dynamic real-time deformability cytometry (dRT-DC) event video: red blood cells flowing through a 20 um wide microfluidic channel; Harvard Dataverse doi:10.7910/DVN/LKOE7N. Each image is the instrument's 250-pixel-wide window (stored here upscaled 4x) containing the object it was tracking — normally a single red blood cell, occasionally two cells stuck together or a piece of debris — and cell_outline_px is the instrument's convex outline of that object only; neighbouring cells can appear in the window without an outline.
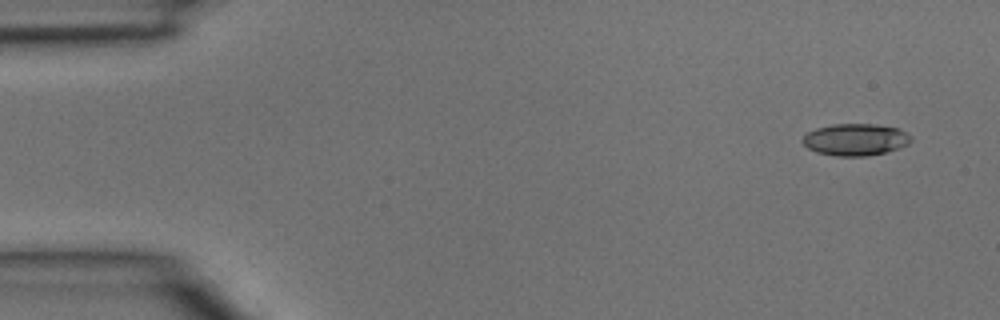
{"species": "common noctule bat (a hibernating species)", "species_latin": "Nyctalus noctula", "temperature_condition": "room temperature", "stored_images_in_passage": 4, "camera_frame_rate_fps": 3000, "um_per_image_px": 0.085, "animal": {"sex": "male", "body_mass_g": 15.6}, "frame": {"image": 1, "passage_image": 1, "time_ms": 0.0, "image_size_px": [1000, 320], "cell_outline_px": [[912, 140], [908, 144], [900, 148], [884, 152], [864, 156], [836, 156], [816, 152], [808, 148], [804, 144], [804, 136], [808, 132], [816, 128], [832, 124], [876, 124], [896, 128], [912, 136]], "centroid_in_image_um": [72.72, 11.86], "position_along_channel_um": 12.3, "area_um2": 20.0}}
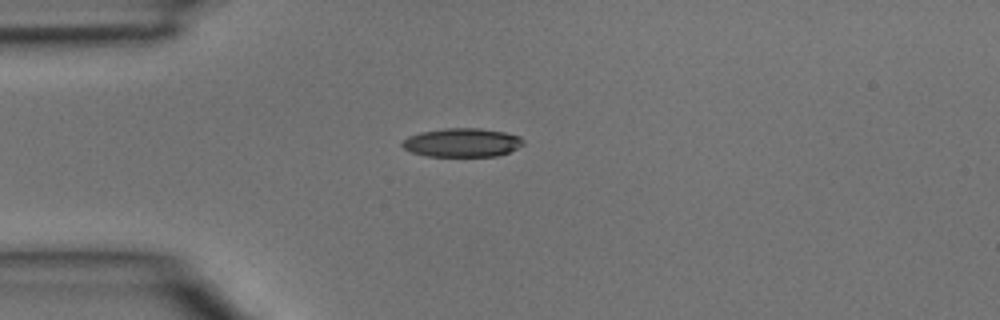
{"frame": {"image": 2, "passage_image": 3, "time_ms": 0.667, "image_size_px": [1000, 320], "cell_outline_px": [[524, 144], [508, 152], [496, 156], [428, 156], [412, 152], [404, 148], [400, 144], [408, 136], [420, 132], [444, 128], [480, 128], [504, 132], [520, 136], [524, 140]], "centroid_in_image_um": [39.28, 12.11], "position_along_channel_um": 45.7, "area_um2": 20.23}}
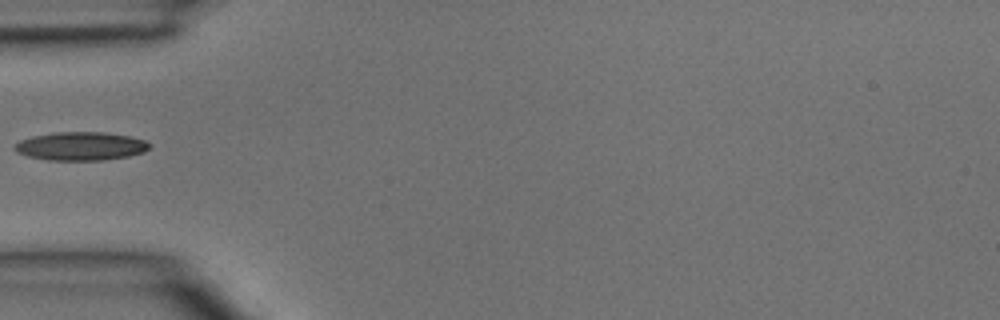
{"frame": {"image": 3, "passage_image": 4, "time_ms": 1.0, "image_size_px": [1000, 320], "cell_outline_px": [[152, 144], [144, 152], [128, 156], [100, 160], [48, 160], [28, 156], [16, 152], [12, 148], [20, 140], [32, 136], [56, 132], [104, 132], [128, 136], [144, 140]], "centroid_in_image_um": [6.84, 12.42], "position_along_channel_um": 78.2, "area_um2": 22.25}}